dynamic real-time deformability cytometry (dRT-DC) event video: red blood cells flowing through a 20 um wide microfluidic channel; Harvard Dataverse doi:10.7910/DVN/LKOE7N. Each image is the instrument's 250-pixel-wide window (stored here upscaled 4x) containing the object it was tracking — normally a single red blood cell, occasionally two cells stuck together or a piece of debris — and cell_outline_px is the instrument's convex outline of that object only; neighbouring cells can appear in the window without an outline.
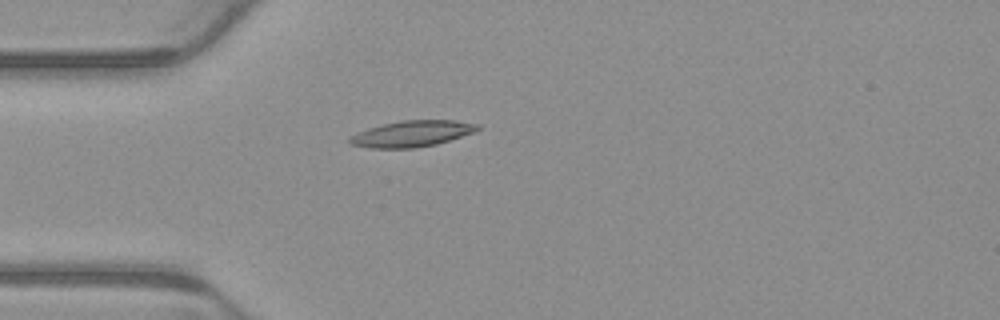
{"species": "common noctule bat (a hibernating species)", "species_latin": "Nyctalus noctula", "temperature_condition": "warm", "stored_images_in_passage": 5, "camera_frame_rate_fps": 3000, "um_per_image_px": 0.085, "animal": {"sex": "male", "body_mass_g": 23.1, "forearm_length_mm": 52.7}, "frame": {"image": 1, "passage_image": 4, "time_ms": 1.0, "image_size_px": [1000, 320], "cell_outline_px": [[480, 128], [476, 132], [436, 144], [416, 148], [368, 148], [348, 144], [348, 136], [356, 132], [368, 128], [400, 120], [456, 120], [480, 124]], "centroid_in_image_um": [35.0, 11.36], "position_along_channel_um": 50.0, "area_um2": 19.77}}